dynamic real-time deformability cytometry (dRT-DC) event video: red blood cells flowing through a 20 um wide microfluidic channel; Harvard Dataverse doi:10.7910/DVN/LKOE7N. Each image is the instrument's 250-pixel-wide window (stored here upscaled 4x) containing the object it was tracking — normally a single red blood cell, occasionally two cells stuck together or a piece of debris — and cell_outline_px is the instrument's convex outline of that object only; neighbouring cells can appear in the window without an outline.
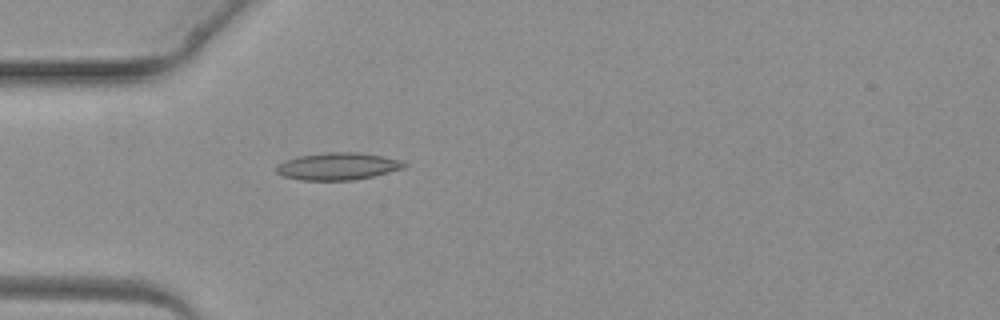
{"species": "common noctule bat (a hibernating species)", "species_latin": "Nyctalus noctula", "temperature_condition": "warm", "stored_images_in_passage": 4, "camera_frame_rate_fps": 3000, "um_per_image_px": 0.085, "animal": {"sex": "female", "body_mass_g": 19.3, "forearm_length_mm": 54.1}, "frame": {"image": 1, "passage_image": 4, "time_ms": 3.667, "image_size_px": [1000, 320], "cell_outline_px": [[408, 164], [404, 168], [372, 176], [352, 180], [304, 180], [284, 176], [276, 172], [276, 168], [284, 160], [300, 156], [328, 152], [356, 152], [384, 156], [400, 160]], "centroid_in_image_um": [28.74, 14.13], "position_along_channel_um": 56.3, "area_um2": 20.06}}